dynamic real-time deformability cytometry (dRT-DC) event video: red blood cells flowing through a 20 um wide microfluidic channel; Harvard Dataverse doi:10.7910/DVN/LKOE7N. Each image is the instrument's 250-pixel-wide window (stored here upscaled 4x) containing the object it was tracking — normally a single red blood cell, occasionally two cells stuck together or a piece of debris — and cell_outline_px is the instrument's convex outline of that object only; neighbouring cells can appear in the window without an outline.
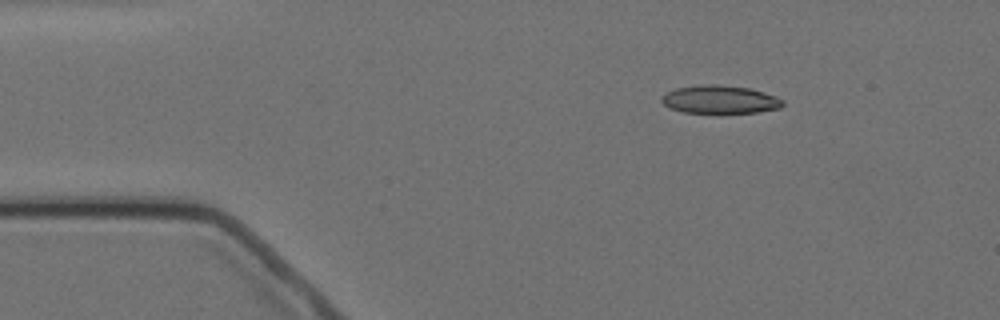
{"species": "Egyptian fruit bat (a non-hibernating species)", "species_latin": "Rousettus aegyptiacus", "temperature_condition": "cold", "stored_images_in_passage": 3, "camera_frame_rate_fps": 3000, "um_per_image_px": 0.085, "animal": {"sex": "female"}, "frame": {"image": 1, "passage_image": 1, "time_ms": 0.0, "image_size_px": [1000, 320], "cell_outline_px": [[784, 104], [780, 108], [756, 112], [720, 116], [684, 112], [672, 108], [664, 104], [660, 100], [660, 96], [676, 88], [700, 84], [716, 84], [752, 88], [776, 96], [784, 100]], "centroid_in_image_um": [61.21, 8.49], "position_along_channel_um": 23.8, "area_um2": 20.81}}